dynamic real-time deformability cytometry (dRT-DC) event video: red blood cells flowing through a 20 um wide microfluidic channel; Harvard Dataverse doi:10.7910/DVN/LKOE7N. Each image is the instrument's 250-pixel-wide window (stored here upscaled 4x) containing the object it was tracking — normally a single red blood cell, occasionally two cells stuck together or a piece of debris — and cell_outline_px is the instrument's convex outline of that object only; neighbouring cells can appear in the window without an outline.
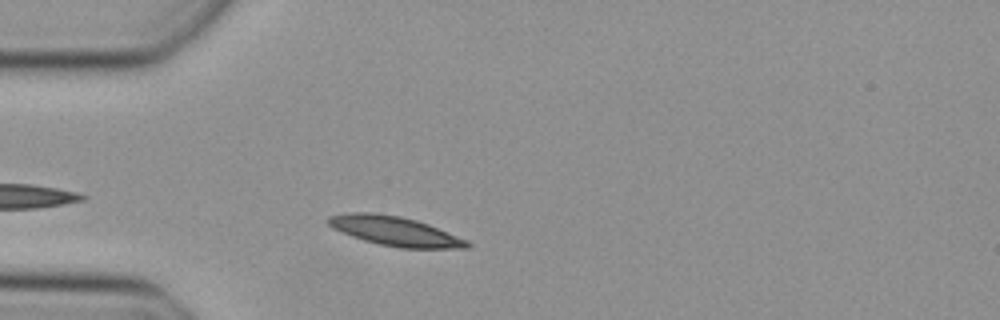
{"species": "Egyptian fruit bat (a non-hibernating species)", "species_latin": "Rousettus aegyptiacus", "temperature_condition": "cold", "stored_images_in_passage": 7, "camera_frame_rate_fps": 3000, "um_per_image_px": 0.085, "animal": {"sex": "female"}, "frame": {"image": 1, "passage_image": 3, "time_ms": 0.667, "image_size_px": [1000, 320], "cell_outline_px": [[472, 244], [468, 248], [400, 248], [380, 244], [364, 240], [352, 236], [332, 228], [328, 224], [328, 216], [352, 212], [372, 212], [400, 216], [416, 220], [428, 224], [468, 240]], "centroid_in_image_um": [33.58, 19.64], "position_along_channel_um": 51.4, "area_um2": 23.64}}